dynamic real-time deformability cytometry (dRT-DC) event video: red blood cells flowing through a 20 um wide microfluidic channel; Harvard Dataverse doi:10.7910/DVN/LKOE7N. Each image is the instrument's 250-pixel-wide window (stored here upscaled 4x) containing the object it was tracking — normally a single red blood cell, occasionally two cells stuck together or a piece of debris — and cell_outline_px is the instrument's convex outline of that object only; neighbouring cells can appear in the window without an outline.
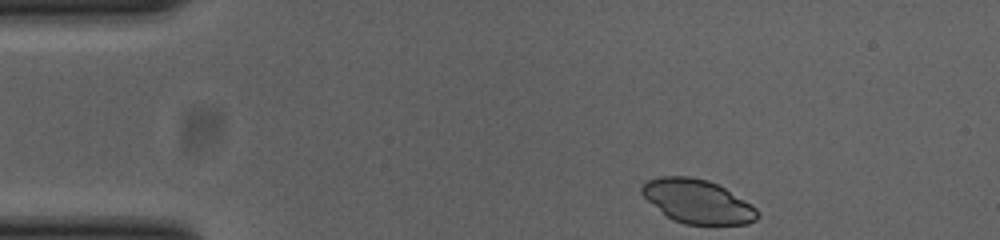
{"species": "common noctule bat (a hibernating species)", "species_latin": "Nyctalus noctula", "temperature_condition": "cold", "stored_images_in_passage": 8, "camera_frame_rate_fps": 3000, "um_per_image_px": 0.085, "animal": {"sex": "female", "body_mass_g": 23.0, "forearm_length_mm": 53.4}, "frame": {"image": 1, "passage_image": 1, "time_ms": 0.0, "image_size_px": [1000, 240], "cell_outline_px": [[760, 216], [756, 220], [748, 224], [684, 224], [672, 220], [648, 200], [640, 192], [640, 184], [648, 180], [660, 176], [688, 176], [708, 180], [724, 188], [752, 204], [760, 212]], "centroid_in_image_um": [59.3, 17.12], "position_along_channel_um": 25.7, "area_um2": 29.48}}